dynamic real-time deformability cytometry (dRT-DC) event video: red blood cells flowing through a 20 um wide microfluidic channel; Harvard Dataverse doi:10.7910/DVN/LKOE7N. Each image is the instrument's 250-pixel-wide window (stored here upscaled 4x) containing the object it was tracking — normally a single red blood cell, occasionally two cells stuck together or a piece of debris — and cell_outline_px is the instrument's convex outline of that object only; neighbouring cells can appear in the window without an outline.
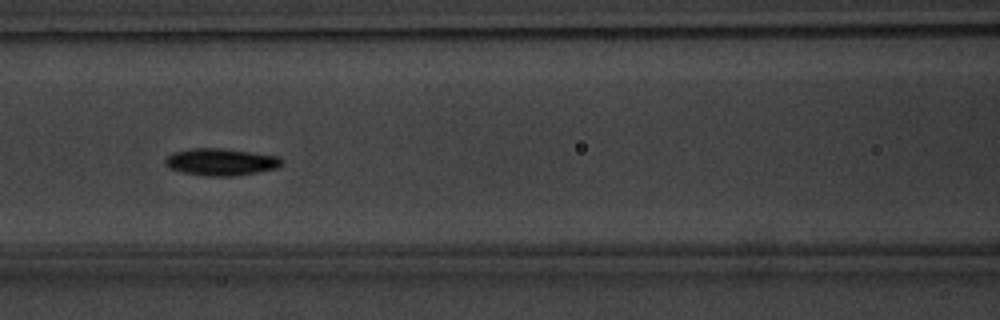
{"species": "common noctule bat (a hibernating species)", "species_latin": "Nyctalus noctula", "temperature_condition": "warm", "stored_images_in_passage": 37, "camera_frame_rate_fps": 3000, "um_per_image_px": 0.085, "animal": {"sex": "male", "body_mass_g": 20.1, "forearm_length_mm": 53.5}, "frame": {"image": 1, "passage_image": 11, "time_ms": 3.333, "image_size_px": [1000, 320], "cell_outline_px": [[280, 164], [276, 168], [256, 172], [232, 176], [204, 176], [180, 172], [168, 168], [164, 164], [164, 160], [172, 152], [192, 148], [220, 148], [276, 156], [280, 160]], "centroid_in_image_um": [18.65, 13.77], "position_along_channel_um": 147.9, "area_um2": 18.15}, "authors_computed_cell_mechanics": {"area_um2": 16.8198, "velocity_mm_per_s": 3.8013, "shape_relaxation_time_tau1_ms": 1.3289, "shape_relaxation_time_tau2_ms": null, "deformation_change_tau1": 0.1397, "deformation_change_tau2": null}}